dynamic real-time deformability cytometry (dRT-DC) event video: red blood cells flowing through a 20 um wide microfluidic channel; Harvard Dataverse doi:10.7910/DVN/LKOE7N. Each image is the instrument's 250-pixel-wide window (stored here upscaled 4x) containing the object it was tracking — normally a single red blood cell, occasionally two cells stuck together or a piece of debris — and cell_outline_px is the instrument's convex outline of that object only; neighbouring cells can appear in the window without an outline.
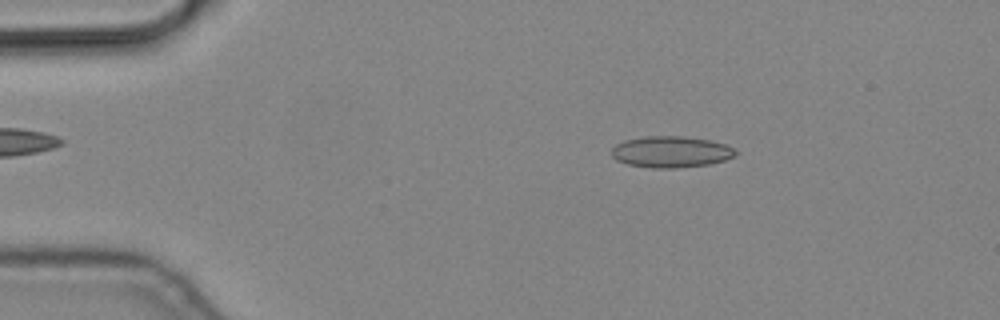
{"species": "common noctule bat (a hibernating species)", "species_latin": "Nyctalus noctula", "temperature_condition": "cold", "stored_images_in_passage": 5, "camera_frame_rate_fps": 3000, "um_per_image_px": 0.085, "animal": {"sex": "male", "body_mass_g": 19.2, "forearm_length_mm": 51.8}, "frame": {"image": 1, "passage_image": 5, "time_ms": 1.333, "image_size_px": [1000, 320], "cell_outline_px": [[736, 156], [724, 160], [708, 164], [676, 168], [652, 168], [628, 164], [616, 160], [612, 156], [612, 148], [616, 144], [624, 140], [644, 136], [684, 136], [708, 140], [724, 144], [732, 148], [736, 152]], "centroid_in_image_um": [57.0, 12.9], "position_along_channel_um": 28.0, "area_um2": 22.54}}